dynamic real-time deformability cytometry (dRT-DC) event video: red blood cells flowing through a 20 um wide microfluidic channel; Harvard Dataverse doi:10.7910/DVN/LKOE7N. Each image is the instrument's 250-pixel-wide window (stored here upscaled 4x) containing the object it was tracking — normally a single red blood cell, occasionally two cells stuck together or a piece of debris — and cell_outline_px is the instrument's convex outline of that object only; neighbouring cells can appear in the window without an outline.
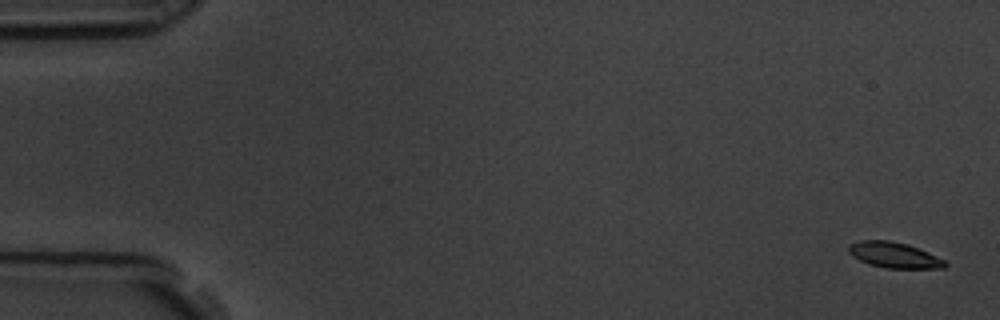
{"species": "common noctule bat (a hibernating species)", "species_latin": "Nyctalus noctula", "temperature_condition": "room temperature", "stored_images_in_passage": 7, "camera_frame_rate_fps": 3000, "um_per_image_px": 0.085, "animal": {"sex": "male", "body_mass_g": 19.5, "forearm_length_mm": 54.6}, "frame": {"image": 1, "passage_image": 1, "time_ms": 0.0, "image_size_px": [1000, 320], "cell_outline_px": [[948, 264], [944, 268], [884, 268], [868, 264], [852, 256], [848, 252], [848, 244], [860, 240], [888, 240], [908, 244], [928, 252], [944, 260]], "centroid_in_image_um": [75.97, 21.67], "position_along_channel_um": 9.0, "area_um2": 14.51}}
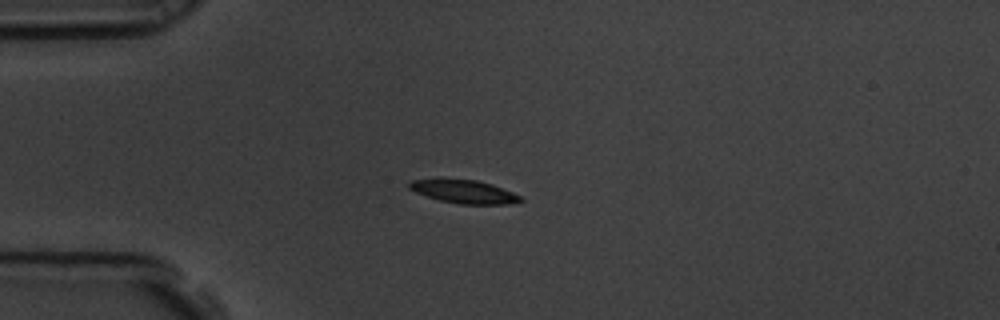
{"frame": {"image": 2, "passage_image": 5, "time_ms": 1.333, "image_size_px": [1000, 320], "cell_outline_px": [[524, 200], [508, 204], [460, 204], [440, 200], [416, 192], [408, 188], [408, 184], [412, 180], [440, 176], [476, 180], [492, 184], [512, 192], [520, 196]], "centroid_in_image_um": [39.37, 16.24], "position_along_channel_um": 45.6, "area_um2": 15.55}}
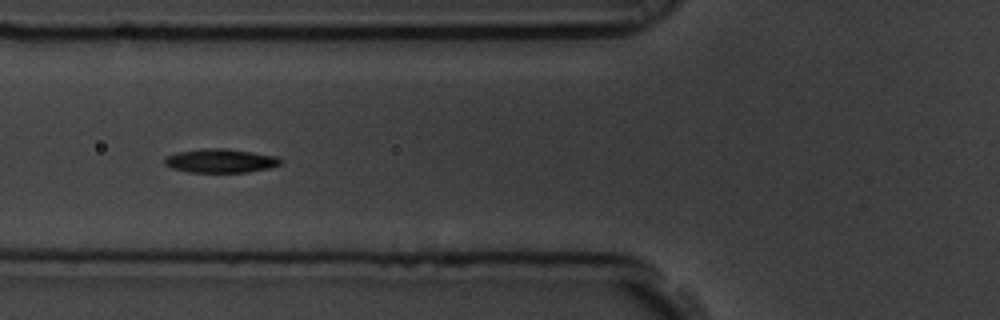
{"frame": {"image": 3, "passage_image": 7, "time_ms": 2.0, "image_size_px": [1000, 320], "cell_outline_px": [[280, 164], [268, 168], [248, 172], [188, 172], [172, 168], [164, 164], [164, 160], [168, 156], [180, 152], [208, 148], [224, 148], [276, 156], [280, 160]], "centroid_in_image_um": [18.73, 13.67], "position_along_channel_um": 107.1, "area_um2": 15.72}}